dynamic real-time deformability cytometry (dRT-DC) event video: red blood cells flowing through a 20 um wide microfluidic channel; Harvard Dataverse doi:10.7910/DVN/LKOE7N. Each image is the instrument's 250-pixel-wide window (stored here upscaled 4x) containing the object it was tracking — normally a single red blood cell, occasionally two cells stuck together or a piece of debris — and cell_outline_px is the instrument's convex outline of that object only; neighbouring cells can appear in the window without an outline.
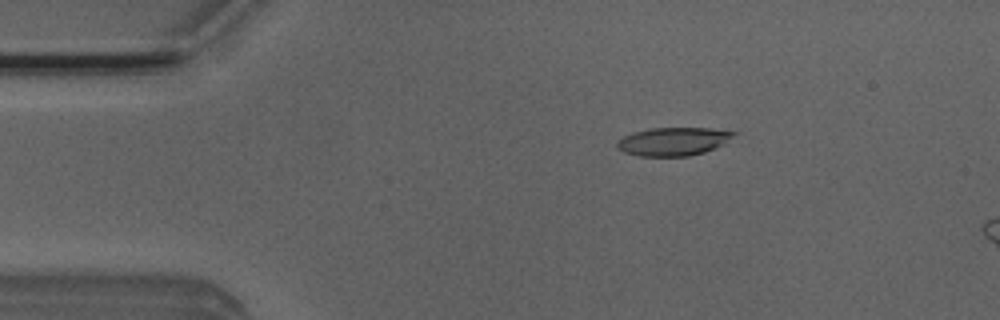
{"species": "Egyptian fruit bat (a non-hibernating species)", "species_latin": "Rousettus aegyptiacus", "temperature_condition": "room temperature", "stored_images_in_passage": 5, "camera_frame_rate_fps": 3000, "um_per_image_px": 0.085, "animal": {"sex": "male"}, "frame": {"image": 1, "passage_image": 3, "time_ms": 0.667, "image_size_px": [1000, 320], "cell_outline_px": [[740, 132], [720, 144], [704, 152], [688, 156], [640, 156], [624, 152], [616, 148], [616, 140], [632, 132], [648, 128], [708, 128]], "centroid_in_image_um": [57.15, 12.01], "position_along_channel_um": 27.8, "area_um2": 19.13}}